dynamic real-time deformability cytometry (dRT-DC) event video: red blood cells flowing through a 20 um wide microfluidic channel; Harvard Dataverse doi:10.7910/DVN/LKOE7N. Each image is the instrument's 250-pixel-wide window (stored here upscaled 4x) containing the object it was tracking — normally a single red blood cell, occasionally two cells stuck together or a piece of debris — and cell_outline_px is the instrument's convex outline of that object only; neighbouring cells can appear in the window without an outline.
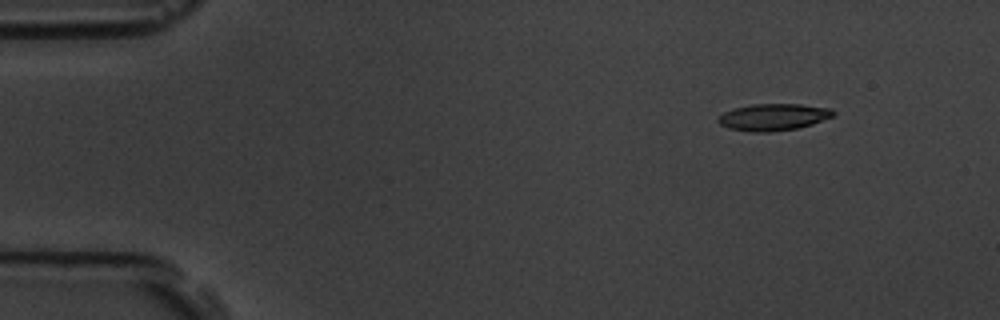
{"species": "common noctule bat (a hibernating species)", "species_latin": "Nyctalus noctula", "temperature_condition": "room temperature", "stored_images_in_passage": 5, "camera_frame_rate_fps": 3000, "um_per_image_px": 0.085, "animal": {"sex": "male", "body_mass_g": 19.5, "forearm_length_mm": 54.6}, "frame": {"image": 1, "passage_image": 1, "time_ms": 0.0, "image_size_px": [1000, 320], "cell_outline_px": [[836, 112], [832, 116], [812, 124], [796, 128], [768, 132], [752, 132], [728, 128], [720, 124], [716, 120], [724, 112], [736, 108], [752, 104], [800, 104], [832, 108]], "centroid_in_image_um": [65.74, 9.95], "position_along_channel_um": 19.3, "area_um2": 17.86}}
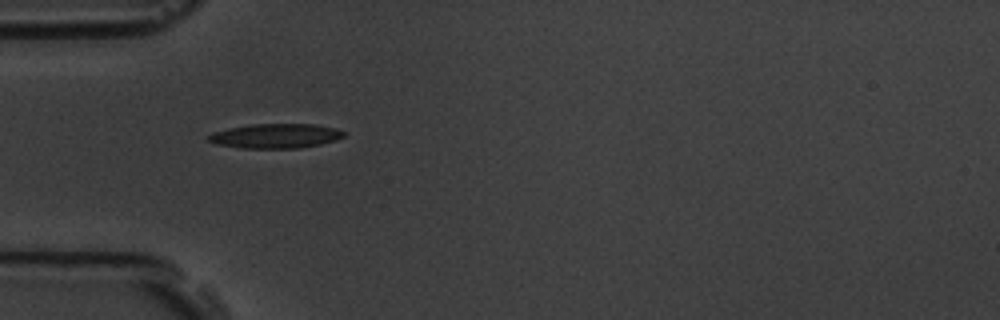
{"frame": {"image": 2, "passage_image": 4, "time_ms": 3.667, "image_size_px": [1000, 320], "cell_outline_px": [[344, 136], [336, 140], [320, 144], [300, 148], [240, 148], [216, 144], [208, 140], [208, 136], [212, 132], [228, 128], [252, 124], [312, 124], [336, 128], [344, 132]], "centroid_in_image_um": [23.41, 11.55], "position_along_channel_um": 61.6, "area_um2": 19.31}}
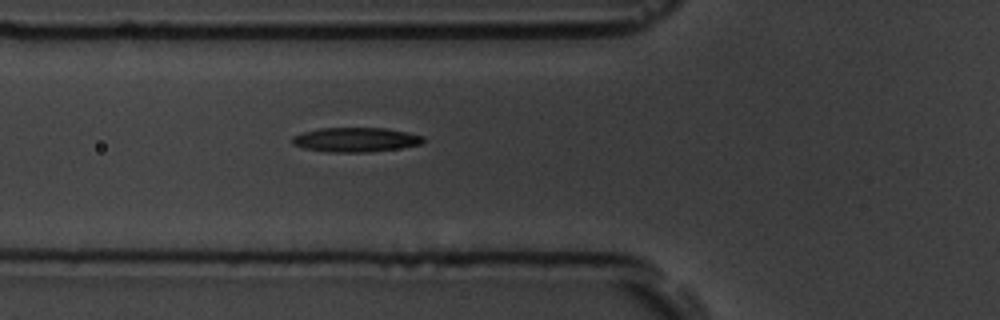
{"frame": {"image": 3, "passage_image": 5, "time_ms": 4.667, "image_size_px": [1000, 320], "cell_outline_px": [[424, 140], [420, 144], [400, 148], [368, 152], [328, 152], [304, 148], [292, 144], [292, 136], [304, 132], [320, 128], [384, 128], [408, 132], [424, 136]], "centroid_in_image_um": [30.23, 11.87], "position_along_channel_um": 95.6, "area_um2": 18.61}}